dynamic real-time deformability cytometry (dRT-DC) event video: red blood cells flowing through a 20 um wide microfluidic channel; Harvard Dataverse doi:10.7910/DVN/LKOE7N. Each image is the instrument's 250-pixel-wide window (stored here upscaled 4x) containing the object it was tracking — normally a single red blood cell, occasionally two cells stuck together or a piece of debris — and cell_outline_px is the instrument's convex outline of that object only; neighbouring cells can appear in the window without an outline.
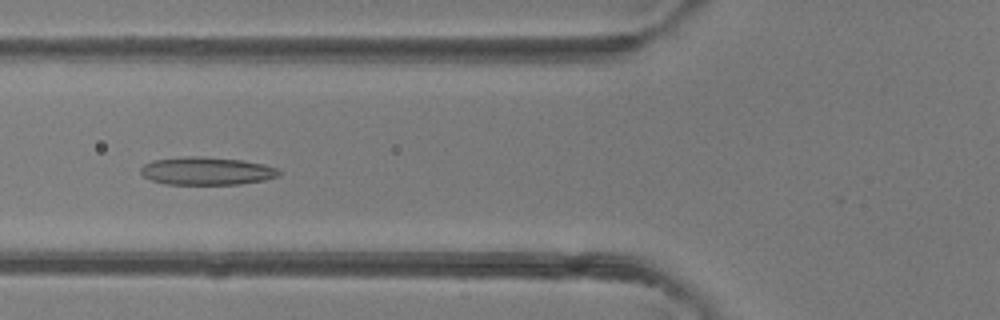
{"species": "common noctule bat (a hibernating species)", "species_latin": "Nyctalus noctula", "temperature_condition": "room temperature", "stored_images_in_passage": 15, "camera_frame_rate_fps": 3000, "um_per_image_px": 0.085, "animal": {"sex": "female"}, "frame": {"image": 1, "passage_image": 12, "time_ms": 3.667, "image_size_px": [1000, 320], "cell_outline_px": [[280, 176], [264, 180], [240, 184], [164, 184], [152, 180], [144, 176], [140, 172], [140, 168], [144, 164], [152, 160], [188, 156], [200, 156], [244, 160], [264, 164], [276, 168], [280, 172]], "centroid_in_image_um": [17.57, 14.53], "position_along_channel_um": 108.2, "area_um2": 22.54}}